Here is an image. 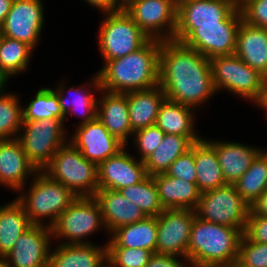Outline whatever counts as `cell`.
<instances>
[{
  "mask_svg": "<svg viewBox=\"0 0 267 267\" xmlns=\"http://www.w3.org/2000/svg\"><path fill=\"white\" fill-rule=\"evenodd\" d=\"M23 121H41L45 119H61L63 114L57 94L52 88H41L37 91L34 99L22 108Z\"/></svg>",
  "mask_w": 267,
  "mask_h": 267,
  "instance_id": "36",
  "label": "cell"
},
{
  "mask_svg": "<svg viewBox=\"0 0 267 267\" xmlns=\"http://www.w3.org/2000/svg\"><path fill=\"white\" fill-rule=\"evenodd\" d=\"M188 264L187 258L153 253L145 267H191Z\"/></svg>",
  "mask_w": 267,
  "mask_h": 267,
  "instance_id": "44",
  "label": "cell"
},
{
  "mask_svg": "<svg viewBox=\"0 0 267 267\" xmlns=\"http://www.w3.org/2000/svg\"><path fill=\"white\" fill-rule=\"evenodd\" d=\"M214 149L226 184H234L263 151L237 142H223L205 139Z\"/></svg>",
  "mask_w": 267,
  "mask_h": 267,
  "instance_id": "22",
  "label": "cell"
},
{
  "mask_svg": "<svg viewBox=\"0 0 267 267\" xmlns=\"http://www.w3.org/2000/svg\"><path fill=\"white\" fill-rule=\"evenodd\" d=\"M93 244H58L50 252L48 267H101L107 262V243Z\"/></svg>",
  "mask_w": 267,
  "mask_h": 267,
  "instance_id": "25",
  "label": "cell"
},
{
  "mask_svg": "<svg viewBox=\"0 0 267 267\" xmlns=\"http://www.w3.org/2000/svg\"><path fill=\"white\" fill-rule=\"evenodd\" d=\"M160 48V40L150 39L139 50L105 62L97 72L101 89L127 93L159 85Z\"/></svg>",
  "mask_w": 267,
  "mask_h": 267,
  "instance_id": "2",
  "label": "cell"
},
{
  "mask_svg": "<svg viewBox=\"0 0 267 267\" xmlns=\"http://www.w3.org/2000/svg\"><path fill=\"white\" fill-rule=\"evenodd\" d=\"M175 1V4L178 5L180 3H182L183 1H186V0H174Z\"/></svg>",
  "mask_w": 267,
  "mask_h": 267,
  "instance_id": "53",
  "label": "cell"
},
{
  "mask_svg": "<svg viewBox=\"0 0 267 267\" xmlns=\"http://www.w3.org/2000/svg\"><path fill=\"white\" fill-rule=\"evenodd\" d=\"M101 228L105 225L100 205L94 197H77L51 226L53 239H65L59 244H90L85 237Z\"/></svg>",
  "mask_w": 267,
  "mask_h": 267,
  "instance_id": "10",
  "label": "cell"
},
{
  "mask_svg": "<svg viewBox=\"0 0 267 267\" xmlns=\"http://www.w3.org/2000/svg\"><path fill=\"white\" fill-rule=\"evenodd\" d=\"M7 82L0 76V91L6 87Z\"/></svg>",
  "mask_w": 267,
  "mask_h": 267,
  "instance_id": "50",
  "label": "cell"
},
{
  "mask_svg": "<svg viewBox=\"0 0 267 267\" xmlns=\"http://www.w3.org/2000/svg\"><path fill=\"white\" fill-rule=\"evenodd\" d=\"M33 177L28 192L24 191L25 188H21L18 192L22 193L16 199L23 206L32 224H47L51 227L78 196L44 171H37ZM43 218H49V222H44Z\"/></svg>",
  "mask_w": 267,
  "mask_h": 267,
  "instance_id": "4",
  "label": "cell"
},
{
  "mask_svg": "<svg viewBox=\"0 0 267 267\" xmlns=\"http://www.w3.org/2000/svg\"><path fill=\"white\" fill-rule=\"evenodd\" d=\"M12 2L13 0H0V26L4 23L11 9Z\"/></svg>",
  "mask_w": 267,
  "mask_h": 267,
  "instance_id": "48",
  "label": "cell"
},
{
  "mask_svg": "<svg viewBox=\"0 0 267 267\" xmlns=\"http://www.w3.org/2000/svg\"><path fill=\"white\" fill-rule=\"evenodd\" d=\"M101 267H112V265L107 261L105 264H103Z\"/></svg>",
  "mask_w": 267,
  "mask_h": 267,
  "instance_id": "52",
  "label": "cell"
},
{
  "mask_svg": "<svg viewBox=\"0 0 267 267\" xmlns=\"http://www.w3.org/2000/svg\"><path fill=\"white\" fill-rule=\"evenodd\" d=\"M52 238L51 227L33 224L4 256L7 266L48 267Z\"/></svg>",
  "mask_w": 267,
  "mask_h": 267,
  "instance_id": "15",
  "label": "cell"
},
{
  "mask_svg": "<svg viewBox=\"0 0 267 267\" xmlns=\"http://www.w3.org/2000/svg\"><path fill=\"white\" fill-rule=\"evenodd\" d=\"M222 20H242L239 6L231 0H186L177 5V25H209Z\"/></svg>",
  "mask_w": 267,
  "mask_h": 267,
  "instance_id": "18",
  "label": "cell"
},
{
  "mask_svg": "<svg viewBox=\"0 0 267 267\" xmlns=\"http://www.w3.org/2000/svg\"><path fill=\"white\" fill-rule=\"evenodd\" d=\"M232 2H234L235 4H237V0H231Z\"/></svg>",
  "mask_w": 267,
  "mask_h": 267,
  "instance_id": "56",
  "label": "cell"
},
{
  "mask_svg": "<svg viewBox=\"0 0 267 267\" xmlns=\"http://www.w3.org/2000/svg\"><path fill=\"white\" fill-rule=\"evenodd\" d=\"M216 92L227 90L252 102L258 95L264 76L235 54L210 59Z\"/></svg>",
  "mask_w": 267,
  "mask_h": 267,
  "instance_id": "12",
  "label": "cell"
},
{
  "mask_svg": "<svg viewBox=\"0 0 267 267\" xmlns=\"http://www.w3.org/2000/svg\"><path fill=\"white\" fill-rule=\"evenodd\" d=\"M126 147L97 166L98 189L119 191L143 181L148 176L144 161L130 155Z\"/></svg>",
  "mask_w": 267,
  "mask_h": 267,
  "instance_id": "17",
  "label": "cell"
},
{
  "mask_svg": "<svg viewBox=\"0 0 267 267\" xmlns=\"http://www.w3.org/2000/svg\"><path fill=\"white\" fill-rule=\"evenodd\" d=\"M43 171L78 197H94L98 190L97 165L83 157L70 142L55 153Z\"/></svg>",
  "mask_w": 267,
  "mask_h": 267,
  "instance_id": "5",
  "label": "cell"
},
{
  "mask_svg": "<svg viewBox=\"0 0 267 267\" xmlns=\"http://www.w3.org/2000/svg\"><path fill=\"white\" fill-rule=\"evenodd\" d=\"M34 50L24 42L0 35V76L8 82L27 70Z\"/></svg>",
  "mask_w": 267,
  "mask_h": 267,
  "instance_id": "33",
  "label": "cell"
},
{
  "mask_svg": "<svg viewBox=\"0 0 267 267\" xmlns=\"http://www.w3.org/2000/svg\"><path fill=\"white\" fill-rule=\"evenodd\" d=\"M238 261L245 267H267V244L251 241L243 234Z\"/></svg>",
  "mask_w": 267,
  "mask_h": 267,
  "instance_id": "39",
  "label": "cell"
},
{
  "mask_svg": "<svg viewBox=\"0 0 267 267\" xmlns=\"http://www.w3.org/2000/svg\"><path fill=\"white\" fill-rule=\"evenodd\" d=\"M243 234L251 241L267 244V216L249 214Z\"/></svg>",
  "mask_w": 267,
  "mask_h": 267,
  "instance_id": "43",
  "label": "cell"
},
{
  "mask_svg": "<svg viewBox=\"0 0 267 267\" xmlns=\"http://www.w3.org/2000/svg\"><path fill=\"white\" fill-rule=\"evenodd\" d=\"M226 267H245L242 263H240L238 260L232 261L230 264H228Z\"/></svg>",
  "mask_w": 267,
  "mask_h": 267,
  "instance_id": "49",
  "label": "cell"
},
{
  "mask_svg": "<svg viewBox=\"0 0 267 267\" xmlns=\"http://www.w3.org/2000/svg\"><path fill=\"white\" fill-rule=\"evenodd\" d=\"M152 255L142 248L107 247V261L112 267H145Z\"/></svg>",
  "mask_w": 267,
  "mask_h": 267,
  "instance_id": "38",
  "label": "cell"
},
{
  "mask_svg": "<svg viewBox=\"0 0 267 267\" xmlns=\"http://www.w3.org/2000/svg\"><path fill=\"white\" fill-rule=\"evenodd\" d=\"M124 11L150 39H174L177 28L174 0H129Z\"/></svg>",
  "mask_w": 267,
  "mask_h": 267,
  "instance_id": "11",
  "label": "cell"
},
{
  "mask_svg": "<svg viewBox=\"0 0 267 267\" xmlns=\"http://www.w3.org/2000/svg\"><path fill=\"white\" fill-rule=\"evenodd\" d=\"M36 172L17 138L0 140V185L19 191Z\"/></svg>",
  "mask_w": 267,
  "mask_h": 267,
  "instance_id": "19",
  "label": "cell"
},
{
  "mask_svg": "<svg viewBox=\"0 0 267 267\" xmlns=\"http://www.w3.org/2000/svg\"><path fill=\"white\" fill-rule=\"evenodd\" d=\"M237 193L251 206L267 189V152L262 151L234 183Z\"/></svg>",
  "mask_w": 267,
  "mask_h": 267,
  "instance_id": "34",
  "label": "cell"
},
{
  "mask_svg": "<svg viewBox=\"0 0 267 267\" xmlns=\"http://www.w3.org/2000/svg\"><path fill=\"white\" fill-rule=\"evenodd\" d=\"M97 103V119L125 146L134 133L129 120L127 93H113L103 89Z\"/></svg>",
  "mask_w": 267,
  "mask_h": 267,
  "instance_id": "21",
  "label": "cell"
},
{
  "mask_svg": "<svg viewBox=\"0 0 267 267\" xmlns=\"http://www.w3.org/2000/svg\"><path fill=\"white\" fill-rule=\"evenodd\" d=\"M165 174L196 183L194 161V143L184 154L180 155L166 170Z\"/></svg>",
  "mask_w": 267,
  "mask_h": 267,
  "instance_id": "41",
  "label": "cell"
},
{
  "mask_svg": "<svg viewBox=\"0 0 267 267\" xmlns=\"http://www.w3.org/2000/svg\"><path fill=\"white\" fill-rule=\"evenodd\" d=\"M0 267H8L4 257H0Z\"/></svg>",
  "mask_w": 267,
  "mask_h": 267,
  "instance_id": "51",
  "label": "cell"
},
{
  "mask_svg": "<svg viewBox=\"0 0 267 267\" xmlns=\"http://www.w3.org/2000/svg\"><path fill=\"white\" fill-rule=\"evenodd\" d=\"M242 20H222L209 25H177L175 41L197 50L208 59L235 54Z\"/></svg>",
  "mask_w": 267,
  "mask_h": 267,
  "instance_id": "6",
  "label": "cell"
},
{
  "mask_svg": "<svg viewBox=\"0 0 267 267\" xmlns=\"http://www.w3.org/2000/svg\"><path fill=\"white\" fill-rule=\"evenodd\" d=\"M124 5L129 1V0H120Z\"/></svg>",
  "mask_w": 267,
  "mask_h": 267,
  "instance_id": "55",
  "label": "cell"
},
{
  "mask_svg": "<svg viewBox=\"0 0 267 267\" xmlns=\"http://www.w3.org/2000/svg\"><path fill=\"white\" fill-rule=\"evenodd\" d=\"M58 87L56 89H53V91L57 94V97L59 99L60 107L65 115V120L68 115L75 113L76 116L81 117V123L84 124L91 122L97 118V103L98 100L94 96L95 90L101 91V85L99 81V77L97 74L91 79V83L87 86H78V87H69L68 92L65 93V86L67 85L64 82L59 83ZM93 90L91 91V89ZM72 93L73 95H70ZM69 98V99H68ZM70 99H72L70 101Z\"/></svg>",
  "mask_w": 267,
  "mask_h": 267,
  "instance_id": "23",
  "label": "cell"
},
{
  "mask_svg": "<svg viewBox=\"0 0 267 267\" xmlns=\"http://www.w3.org/2000/svg\"><path fill=\"white\" fill-rule=\"evenodd\" d=\"M194 108L165 99L159 108L156 124L162 132L188 137L193 143L199 137L195 130Z\"/></svg>",
  "mask_w": 267,
  "mask_h": 267,
  "instance_id": "29",
  "label": "cell"
},
{
  "mask_svg": "<svg viewBox=\"0 0 267 267\" xmlns=\"http://www.w3.org/2000/svg\"><path fill=\"white\" fill-rule=\"evenodd\" d=\"M43 10L42 0H13L0 26V35L24 42L34 49L44 26Z\"/></svg>",
  "mask_w": 267,
  "mask_h": 267,
  "instance_id": "14",
  "label": "cell"
},
{
  "mask_svg": "<svg viewBox=\"0 0 267 267\" xmlns=\"http://www.w3.org/2000/svg\"><path fill=\"white\" fill-rule=\"evenodd\" d=\"M245 0H237V5L239 6L241 3H243Z\"/></svg>",
  "mask_w": 267,
  "mask_h": 267,
  "instance_id": "54",
  "label": "cell"
},
{
  "mask_svg": "<svg viewBox=\"0 0 267 267\" xmlns=\"http://www.w3.org/2000/svg\"><path fill=\"white\" fill-rule=\"evenodd\" d=\"M244 230L194 218L187 259L191 267H226L238 260Z\"/></svg>",
  "mask_w": 267,
  "mask_h": 267,
  "instance_id": "3",
  "label": "cell"
},
{
  "mask_svg": "<svg viewBox=\"0 0 267 267\" xmlns=\"http://www.w3.org/2000/svg\"><path fill=\"white\" fill-rule=\"evenodd\" d=\"M157 217L121 226L110 234L107 247L142 248L156 253Z\"/></svg>",
  "mask_w": 267,
  "mask_h": 267,
  "instance_id": "28",
  "label": "cell"
},
{
  "mask_svg": "<svg viewBox=\"0 0 267 267\" xmlns=\"http://www.w3.org/2000/svg\"><path fill=\"white\" fill-rule=\"evenodd\" d=\"M5 89L0 91V140L17 138L23 124V106L17 94Z\"/></svg>",
  "mask_w": 267,
  "mask_h": 267,
  "instance_id": "37",
  "label": "cell"
},
{
  "mask_svg": "<svg viewBox=\"0 0 267 267\" xmlns=\"http://www.w3.org/2000/svg\"><path fill=\"white\" fill-rule=\"evenodd\" d=\"M64 124V121L58 118L23 121L17 139L28 161L37 171H43L55 153L69 142Z\"/></svg>",
  "mask_w": 267,
  "mask_h": 267,
  "instance_id": "7",
  "label": "cell"
},
{
  "mask_svg": "<svg viewBox=\"0 0 267 267\" xmlns=\"http://www.w3.org/2000/svg\"><path fill=\"white\" fill-rule=\"evenodd\" d=\"M104 16L98 31L104 62L133 53L150 40L124 10Z\"/></svg>",
  "mask_w": 267,
  "mask_h": 267,
  "instance_id": "8",
  "label": "cell"
},
{
  "mask_svg": "<svg viewBox=\"0 0 267 267\" xmlns=\"http://www.w3.org/2000/svg\"><path fill=\"white\" fill-rule=\"evenodd\" d=\"M195 212L205 221L245 230L250 205L237 193L234 184H226L202 192Z\"/></svg>",
  "mask_w": 267,
  "mask_h": 267,
  "instance_id": "9",
  "label": "cell"
},
{
  "mask_svg": "<svg viewBox=\"0 0 267 267\" xmlns=\"http://www.w3.org/2000/svg\"><path fill=\"white\" fill-rule=\"evenodd\" d=\"M193 142L186 136L165 134L158 148L144 160L149 176L165 173L169 166L188 151Z\"/></svg>",
  "mask_w": 267,
  "mask_h": 267,
  "instance_id": "32",
  "label": "cell"
},
{
  "mask_svg": "<svg viewBox=\"0 0 267 267\" xmlns=\"http://www.w3.org/2000/svg\"><path fill=\"white\" fill-rule=\"evenodd\" d=\"M235 55L267 77V29L240 23Z\"/></svg>",
  "mask_w": 267,
  "mask_h": 267,
  "instance_id": "24",
  "label": "cell"
},
{
  "mask_svg": "<svg viewBox=\"0 0 267 267\" xmlns=\"http://www.w3.org/2000/svg\"><path fill=\"white\" fill-rule=\"evenodd\" d=\"M249 214L267 216V189L250 206Z\"/></svg>",
  "mask_w": 267,
  "mask_h": 267,
  "instance_id": "46",
  "label": "cell"
},
{
  "mask_svg": "<svg viewBox=\"0 0 267 267\" xmlns=\"http://www.w3.org/2000/svg\"><path fill=\"white\" fill-rule=\"evenodd\" d=\"M74 132L69 142L97 166L125 147L97 118L77 125Z\"/></svg>",
  "mask_w": 267,
  "mask_h": 267,
  "instance_id": "16",
  "label": "cell"
},
{
  "mask_svg": "<svg viewBox=\"0 0 267 267\" xmlns=\"http://www.w3.org/2000/svg\"><path fill=\"white\" fill-rule=\"evenodd\" d=\"M164 136L165 133L157 125L137 130L132 134L134 146L140 153L141 161H144L158 148Z\"/></svg>",
  "mask_w": 267,
  "mask_h": 267,
  "instance_id": "40",
  "label": "cell"
},
{
  "mask_svg": "<svg viewBox=\"0 0 267 267\" xmlns=\"http://www.w3.org/2000/svg\"><path fill=\"white\" fill-rule=\"evenodd\" d=\"M239 9L245 23L267 29V0H245Z\"/></svg>",
  "mask_w": 267,
  "mask_h": 267,
  "instance_id": "42",
  "label": "cell"
},
{
  "mask_svg": "<svg viewBox=\"0 0 267 267\" xmlns=\"http://www.w3.org/2000/svg\"><path fill=\"white\" fill-rule=\"evenodd\" d=\"M119 191L131 203L137 205L146 216L157 217L164 210L152 176L148 175L143 181Z\"/></svg>",
  "mask_w": 267,
  "mask_h": 267,
  "instance_id": "35",
  "label": "cell"
},
{
  "mask_svg": "<svg viewBox=\"0 0 267 267\" xmlns=\"http://www.w3.org/2000/svg\"><path fill=\"white\" fill-rule=\"evenodd\" d=\"M94 198L100 205L103 223L109 234L121 226L147 217L137 205L131 203L118 190L98 189Z\"/></svg>",
  "mask_w": 267,
  "mask_h": 267,
  "instance_id": "20",
  "label": "cell"
},
{
  "mask_svg": "<svg viewBox=\"0 0 267 267\" xmlns=\"http://www.w3.org/2000/svg\"><path fill=\"white\" fill-rule=\"evenodd\" d=\"M32 225L16 198L0 206V257H4L13 248L19 236Z\"/></svg>",
  "mask_w": 267,
  "mask_h": 267,
  "instance_id": "31",
  "label": "cell"
},
{
  "mask_svg": "<svg viewBox=\"0 0 267 267\" xmlns=\"http://www.w3.org/2000/svg\"><path fill=\"white\" fill-rule=\"evenodd\" d=\"M195 217L196 212L192 209H164L157 216L156 253L187 258Z\"/></svg>",
  "mask_w": 267,
  "mask_h": 267,
  "instance_id": "13",
  "label": "cell"
},
{
  "mask_svg": "<svg viewBox=\"0 0 267 267\" xmlns=\"http://www.w3.org/2000/svg\"><path fill=\"white\" fill-rule=\"evenodd\" d=\"M89 5L101 10L103 14L116 13L124 10V4L120 0H84Z\"/></svg>",
  "mask_w": 267,
  "mask_h": 267,
  "instance_id": "45",
  "label": "cell"
},
{
  "mask_svg": "<svg viewBox=\"0 0 267 267\" xmlns=\"http://www.w3.org/2000/svg\"><path fill=\"white\" fill-rule=\"evenodd\" d=\"M196 185L202 193L226 185L215 149L205 138L194 143Z\"/></svg>",
  "mask_w": 267,
  "mask_h": 267,
  "instance_id": "30",
  "label": "cell"
},
{
  "mask_svg": "<svg viewBox=\"0 0 267 267\" xmlns=\"http://www.w3.org/2000/svg\"><path fill=\"white\" fill-rule=\"evenodd\" d=\"M159 86L166 99L195 109L217 93L210 59L175 40L161 41Z\"/></svg>",
  "mask_w": 267,
  "mask_h": 267,
  "instance_id": "1",
  "label": "cell"
},
{
  "mask_svg": "<svg viewBox=\"0 0 267 267\" xmlns=\"http://www.w3.org/2000/svg\"><path fill=\"white\" fill-rule=\"evenodd\" d=\"M267 114V77H264L257 97L252 101Z\"/></svg>",
  "mask_w": 267,
  "mask_h": 267,
  "instance_id": "47",
  "label": "cell"
},
{
  "mask_svg": "<svg viewBox=\"0 0 267 267\" xmlns=\"http://www.w3.org/2000/svg\"><path fill=\"white\" fill-rule=\"evenodd\" d=\"M152 177L164 209L196 210L201 194L196 183L175 178L165 173H159Z\"/></svg>",
  "mask_w": 267,
  "mask_h": 267,
  "instance_id": "26",
  "label": "cell"
},
{
  "mask_svg": "<svg viewBox=\"0 0 267 267\" xmlns=\"http://www.w3.org/2000/svg\"><path fill=\"white\" fill-rule=\"evenodd\" d=\"M165 99L166 96L159 85L146 90L127 92L132 131L155 125L159 108Z\"/></svg>",
  "mask_w": 267,
  "mask_h": 267,
  "instance_id": "27",
  "label": "cell"
}]
</instances>
